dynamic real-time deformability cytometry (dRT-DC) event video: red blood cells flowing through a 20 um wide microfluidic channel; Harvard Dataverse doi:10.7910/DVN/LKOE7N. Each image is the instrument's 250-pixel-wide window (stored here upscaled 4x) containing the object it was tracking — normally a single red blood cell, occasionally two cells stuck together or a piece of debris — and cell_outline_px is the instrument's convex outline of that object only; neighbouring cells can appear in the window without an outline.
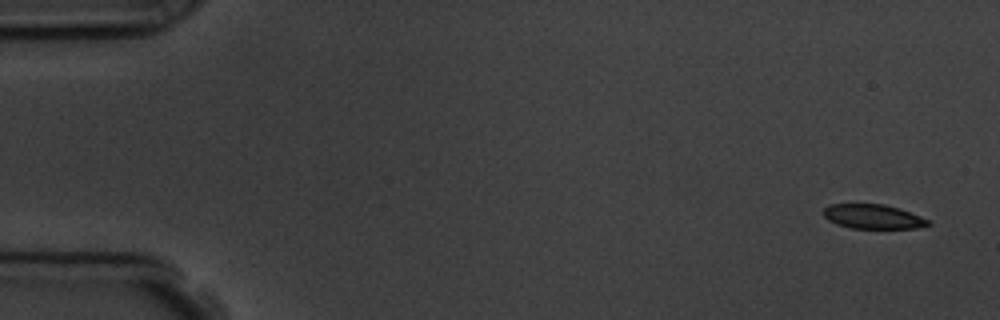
{"species": "common noctule bat (a hibernating species)", "species_latin": "Nyctalus noctula", "temperature_condition": "room temperature", "stored_images_in_passage": 5, "camera_frame_rate_fps": 3000, "um_per_image_px": 0.085, "animal": {"sex": "male", "body_mass_g": 19.5, "forearm_length_mm": 54.6}, "frame": {"image": 1, "passage_image": 1, "time_ms": 0.0, "image_size_px": [1000, 320], "cell_outline_px": [[932, 224], [916, 228], [852, 228], [836, 224], [828, 220], [824, 216], [824, 208], [828, 204], [884, 204], [900, 208], [920, 216], [928, 220]], "centroid_in_image_um": [74.2, 18.4], "position_along_channel_um": 10.8, "area_um2": 14.85}}
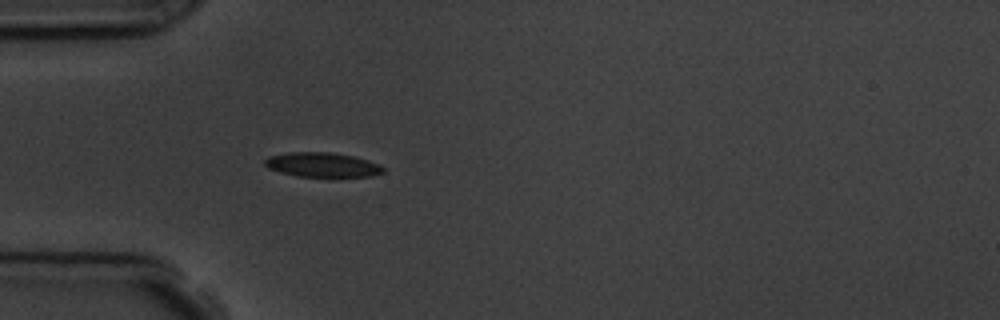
{"frame": {"image": 2, "passage_image": 5, "time_ms": 4.667, "image_size_px": [1000, 320], "cell_outline_px": [[384, 172], [372, 176], [296, 176], [280, 172], [268, 168], [264, 164], [264, 160], [268, 156], [288, 152], [328, 152], [352, 156], [368, 160], [380, 164], [384, 168]], "centroid_in_image_um": [27.37, 14.0], "position_along_channel_um": 57.6, "area_um2": 16.82}}